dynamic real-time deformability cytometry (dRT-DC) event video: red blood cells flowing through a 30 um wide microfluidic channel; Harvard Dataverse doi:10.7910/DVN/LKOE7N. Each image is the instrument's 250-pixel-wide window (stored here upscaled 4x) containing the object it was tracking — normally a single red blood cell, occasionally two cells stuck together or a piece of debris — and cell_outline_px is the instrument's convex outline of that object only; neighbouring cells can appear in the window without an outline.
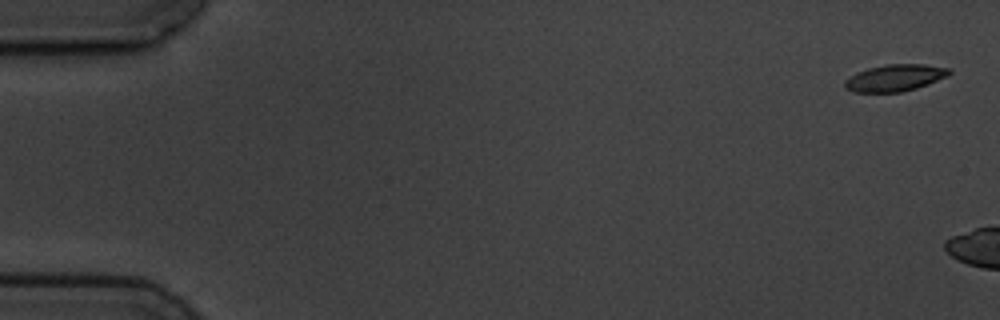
{"species": "common noctule bat (a hibernating species)", "species_latin": "Nyctalus noctula", "temperature_condition": "cold", "stored_images_in_passage": 3, "camera_frame_rate_fps": 3000, "um_per_image_px": 0.085, "animal": {"sex": "male", "body_mass_g": 19.5, "forearm_length_mm": 54.6}, "frame": {"image": 1, "passage_image": 1, "time_ms": 0.0, "image_size_px": [1000, 320], "cell_outline_px": [[952, 72], [948, 76], [928, 84], [916, 88], [900, 92], [852, 92], [844, 88], [844, 80], [856, 72], [868, 68], [888, 64], [924, 64], [952, 68]], "centroid_in_image_um": [76.07, 6.61], "position_along_channel_um": 8.9, "area_um2": 16.47}}